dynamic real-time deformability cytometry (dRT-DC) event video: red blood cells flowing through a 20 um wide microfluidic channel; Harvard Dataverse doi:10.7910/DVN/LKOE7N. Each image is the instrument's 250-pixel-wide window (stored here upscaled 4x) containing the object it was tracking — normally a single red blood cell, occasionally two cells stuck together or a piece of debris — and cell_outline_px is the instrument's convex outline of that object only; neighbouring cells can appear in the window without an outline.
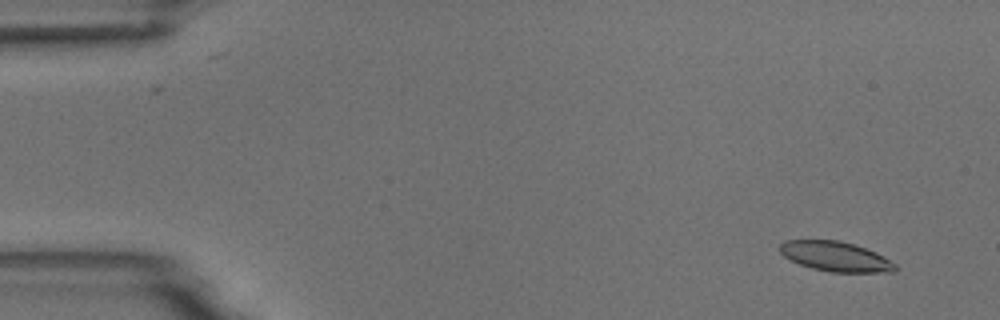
{"species": "common noctule bat (a hibernating species)", "species_latin": "Nyctalus noctula", "temperature_condition": "room temperature", "stored_images_in_passage": 6, "camera_frame_rate_fps": 3000, "um_per_image_px": 0.085, "animal": {"sex": "male", "body_mass_g": 18.8}, "frame": {"image": 1, "passage_image": 2, "time_ms": 1.0, "image_size_px": [1000, 320], "cell_outline_px": [[896, 272], [832, 272], [812, 268], [800, 264], [784, 256], [776, 248], [784, 240], [840, 240], [856, 244], [876, 252], [896, 264]], "centroid_in_image_um": [71.01, 21.79], "position_along_channel_um": 14.0, "area_um2": 20.17}}
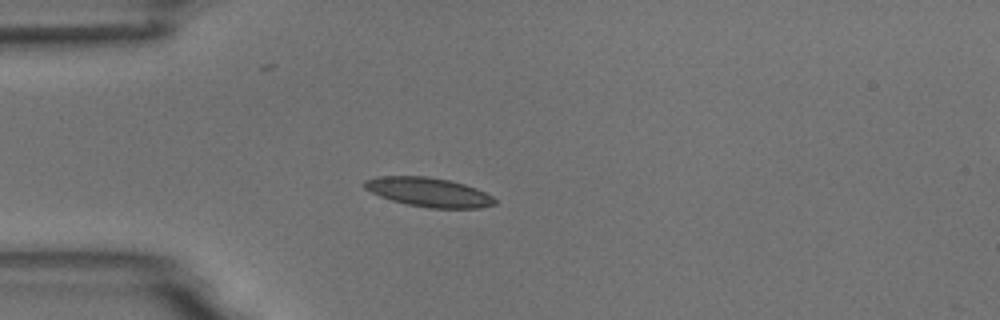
{"frame": {"image": 2, "passage_image": 5, "time_ms": 4.667, "image_size_px": [1000, 320], "cell_outline_px": [[496, 204], [480, 208], [428, 208], [408, 204], [392, 200], [380, 196], [364, 188], [360, 184], [364, 180], [376, 176], [428, 176], [448, 180], [464, 184], [476, 188], [492, 196], [496, 200]], "centroid_in_image_um": [36.41, 16.33], "position_along_channel_um": 48.6, "area_um2": 22.2}}